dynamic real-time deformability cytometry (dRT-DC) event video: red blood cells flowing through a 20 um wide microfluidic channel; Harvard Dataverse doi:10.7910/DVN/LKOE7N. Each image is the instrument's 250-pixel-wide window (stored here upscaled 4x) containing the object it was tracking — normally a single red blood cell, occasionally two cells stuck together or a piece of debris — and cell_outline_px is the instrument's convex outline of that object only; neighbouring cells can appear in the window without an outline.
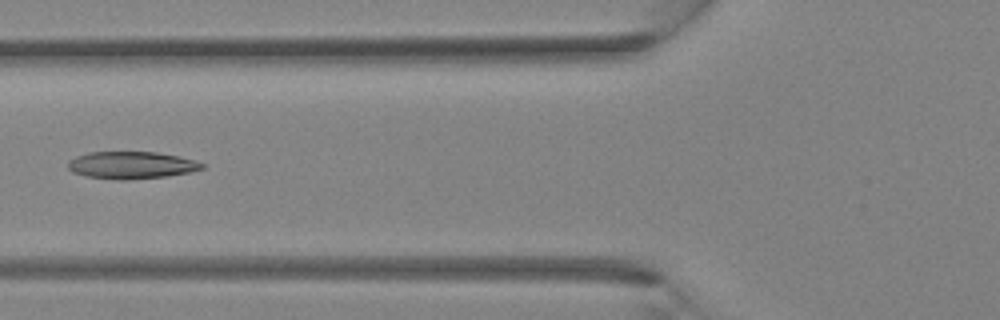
{"species": "Egyptian fruit bat (a non-hibernating species)", "species_latin": "Rousettus aegyptiacus", "temperature_condition": "room temperature", "stored_images_in_passage": 4, "camera_frame_rate_fps": 3000, "um_per_image_px": 0.085, "animal": {"sex": "female"}, "frame": {"image": 1, "passage_image": 4, "time_ms": 3.333, "image_size_px": [1000, 320], "cell_outline_px": [[204, 168], [188, 172], [164, 176], [128, 180], [120, 180], [88, 176], [72, 172], [68, 168], [68, 160], [76, 156], [88, 152], [156, 152], [180, 156], [196, 160], [204, 164]], "centroid_in_image_um": [11.16, 14.03], "position_along_channel_um": 114.6, "area_um2": 21.21}}